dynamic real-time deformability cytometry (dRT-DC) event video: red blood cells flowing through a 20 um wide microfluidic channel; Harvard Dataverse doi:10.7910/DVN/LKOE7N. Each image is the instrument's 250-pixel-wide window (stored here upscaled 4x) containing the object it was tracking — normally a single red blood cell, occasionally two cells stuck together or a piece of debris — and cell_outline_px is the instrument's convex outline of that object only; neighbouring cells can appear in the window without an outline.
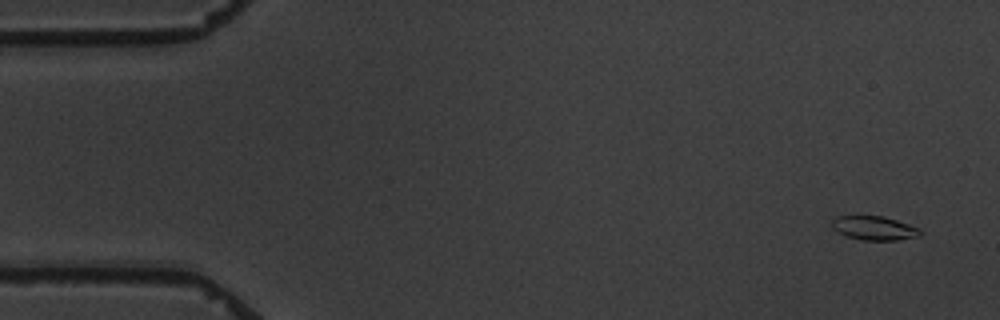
{"species": "common noctule bat (a hibernating species)", "species_latin": "Nyctalus noctula", "temperature_condition": "warm", "stored_images_in_passage": 5, "camera_frame_rate_fps": 3000, "um_per_image_px": 0.085, "animal": {"sex": "male", "body_mass_g": 19.5, "forearm_length_mm": 54.6}, "frame": {"image": 1, "passage_image": 1, "time_ms": 0.0, "image_size_px": [1000, 320], "cell_outline_px": [[920, 236], [896, 240], [860, 240], [848, 236], [832, 228], [832, 220], [836, 216], [884, 216], [920, 228]], "centroid_in_image_um": [74.31, 19.38], "position_along_channel_um": 10.7, "area_um2": 12.2}}
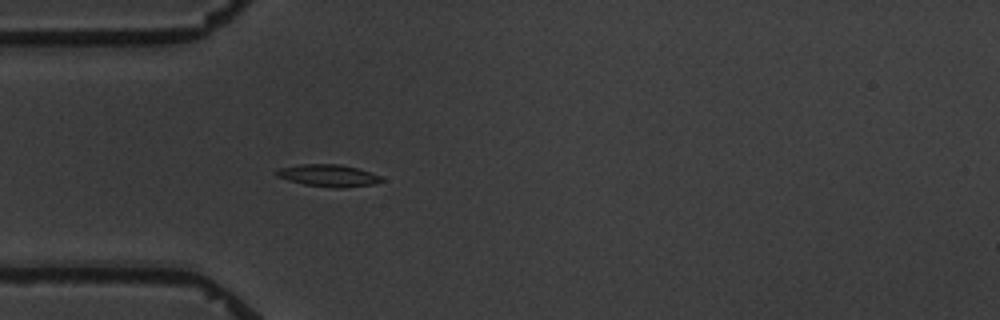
{"frame": {"image": 2, "passage_image": 5, "time_ms": 4.667, "image_size_px": [1000, 320], "cell_outline_px": [[384, 180], [372, 184], [340, 188], [332, 188], [304, 184], [288, 180], [276, 176], [276, 168], [300, 164], [340, 164], [356, 168], [380, 176]], "centroid_in_image_um": [27.85, 14.91], "position_along_channel_um": 57.2, "area_um2": 13.41}}